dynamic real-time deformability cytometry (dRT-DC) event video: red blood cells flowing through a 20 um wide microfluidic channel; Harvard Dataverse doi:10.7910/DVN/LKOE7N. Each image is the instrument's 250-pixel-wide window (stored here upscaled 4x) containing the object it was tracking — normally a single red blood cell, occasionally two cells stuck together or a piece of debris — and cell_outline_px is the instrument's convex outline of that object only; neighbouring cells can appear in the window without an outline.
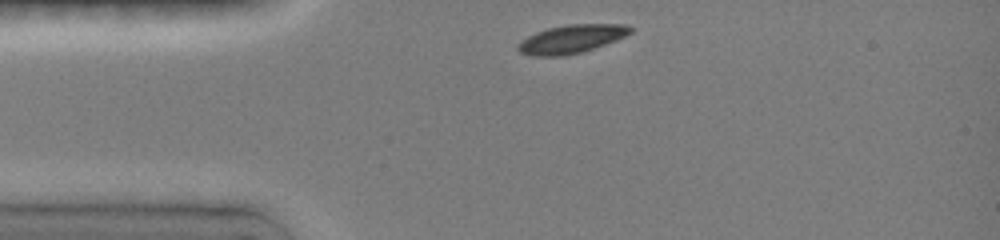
{"species": "common noctule bat (a hibernating species)", "species_latin": "Nyctalus noctula", "temperature_condition": "room temperature", "stored_images_in_passage": 38, "camera_frame_rate_fps": 3000, "um_per_image_px": 0.085, "animal": {"sex": "female", "body_mass_g": 19.0, "forearm_length_mm": 51.5}, "frame": {"image": 1, "passage_image": 1, "time_ms": 0.0, "image_size_px": [1000, 240], "cell_outline_px": [[632, 32], [616, 40], [580, 52], [560, 56], [536, 56], [520, 52], [516, 48], [516, 44], [520, 40], [536, 32], [548, 28], [568, 24], [628, 24], [632, 28]], "centroid_in_image_um": [48.54, 3.3], "position_along_channel_um": 36.5, "area_um2": 18.44}}
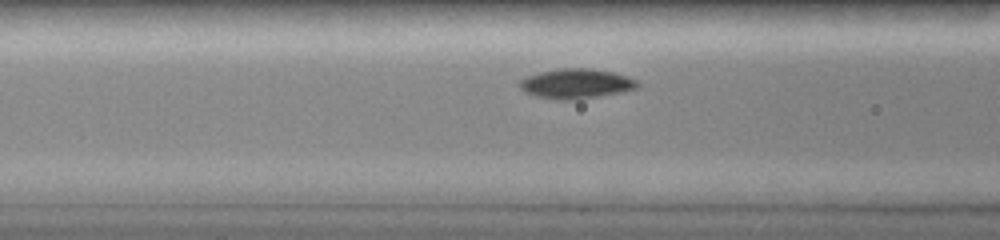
{"frame": {"image": 2, "passage_image": 15, "time_ms": 2.667, "image_size_px": [1000, 240], "cell_outline_px": [[640, 84], [636, 88], [620, 92], [576, 100], [560, 100], [540, 96], [528, 92], [520, 88], [520, 80], [528, 76], [540, 72], [556, 68], [592, 68], [612, 72], [636, 80]], "centroid_in_image_um": [48.98, 7.1], "position_along_channel_um": 117.6, "area_um2": 20.11}}
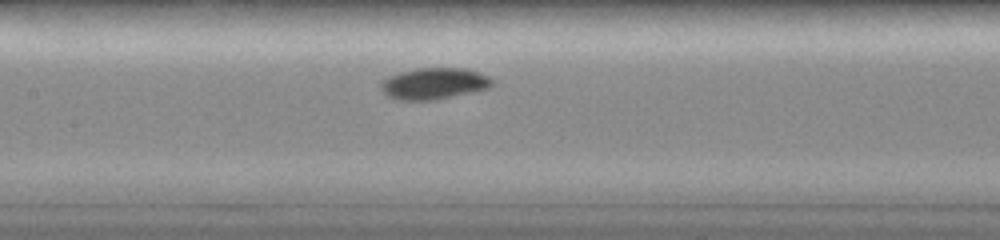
{"frame": {"image": 3, "passage_image": 22, "time_ms": 4.0, "image_size_px": [1000, 240], "cell_outline_px": [[492, 84], [488, 88], [472, 92], [436, 100], [400, 100], [388, 96], [380, 88], [380, 84], [388, 76], [400, 72], [416, 68], [468, 68], [480, 72], [488, 76], [492, 80]], "centroid_in_image_um": [36.89, 7.09], "position_along_channel_um": 170.5, "area_um2": 20.4}}